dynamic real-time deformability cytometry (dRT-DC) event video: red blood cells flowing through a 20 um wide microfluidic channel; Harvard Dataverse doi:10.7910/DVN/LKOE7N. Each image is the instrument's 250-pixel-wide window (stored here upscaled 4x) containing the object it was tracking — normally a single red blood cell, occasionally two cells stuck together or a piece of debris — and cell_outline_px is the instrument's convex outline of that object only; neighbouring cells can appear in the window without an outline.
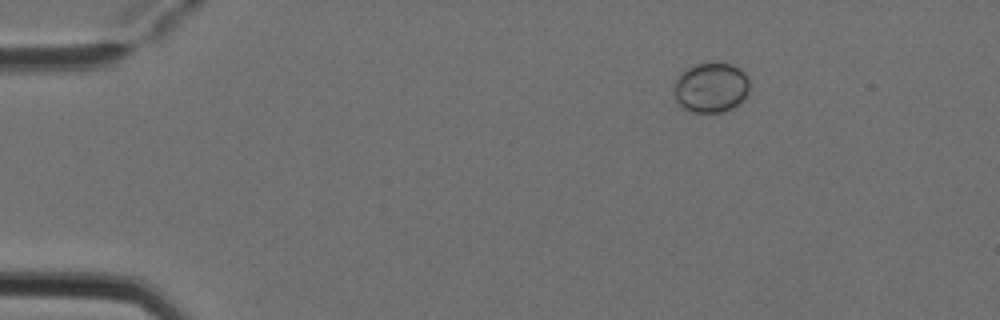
{"species": "Egyptian fruit bat (a non-hibernating species)", "species_latin": "Rousettus aegyptiacus", "temperature_condition": "cold", "stored_images_in_passage": 3, "camera_frame_rate_fps": 3000, "um_per_image_px": 0.085, "animal": {"sex": "female"}, "frame": {"image": 1, "passage_image": 1, "time_ms": 0.0, "image_size_px": [1000, 320], "cell_outline_px": [[748, 92], [732, 108], [720, 112], [692, 112], [684, 108], [676, 100], [672, 92], [676, 80], [688, 68], [696, 64], [732, 64], [740, 68], [748, 76]], "centroid_in_image_um": [60.42, 7.45], "position_along_channel_um": 24.6, "area_um2": 21.56}}